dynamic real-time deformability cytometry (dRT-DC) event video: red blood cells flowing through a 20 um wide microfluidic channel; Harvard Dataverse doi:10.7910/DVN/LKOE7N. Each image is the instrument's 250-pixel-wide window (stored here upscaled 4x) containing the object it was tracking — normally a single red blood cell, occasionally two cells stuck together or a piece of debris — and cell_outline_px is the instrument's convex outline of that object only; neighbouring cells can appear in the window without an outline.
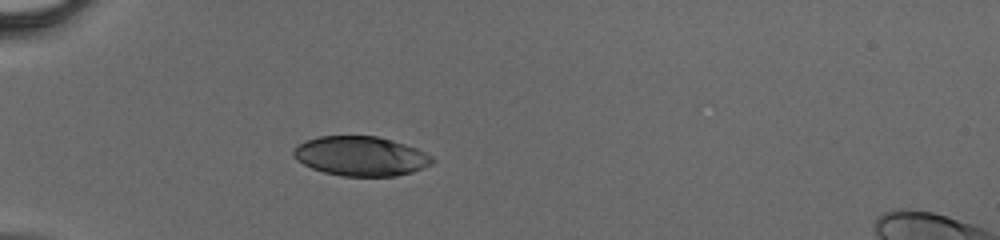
{"species": "human", "species_latin": "Homo sapiens", "temperature_condition": "cold", "stored_images_in_passage": 32, "camera_frame_rate_fps": 3000, "um_per_image_px": 0.085, "donor": {"sex": "male"}, "frame": {"image": 1, "passage_image": 1, "time_ms": 0.0, "image_size_px": [1000, 240], "cell_outline_px": [[436, 160], [432, 164], [412, 172], [396, 176], [340, 176], [324, 172], [312, 168], [296, 160], [292, 156], [292, 152], [304, 140], [320, 136], [376, 136], [392, 140], [416, 148], [432, 156]], "centroid_in_image_um": [30.67, 13.27], "position_along_channel_um": 54.3, "area_um2": 31.96}}
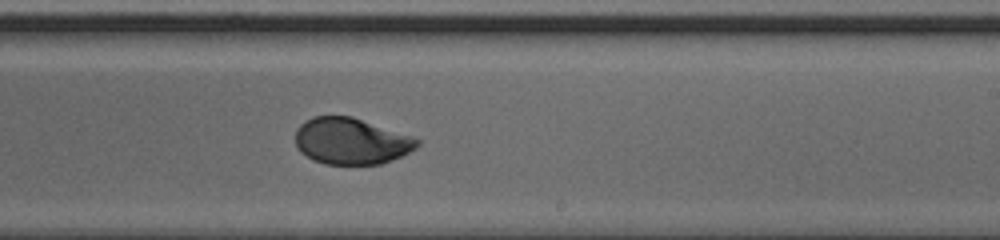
{"frame": {"image": 2, "passage_image": 16, "time_ms": 5.0, "image_size_px": [1000, 240], "cell_outline_px": [[420, 144], [416, 148], [392, 160], [380, 164], [324, 164], [312, 160], [300, 152], [296, 148], [296, 128], [304, 120], [312, 116], [352, 116], [412, 136], [420, 140]], "centroid_in_image_um": [29.81, 11.99], "position_along_channel_um": 259.2, "area_um2": 33.12}}
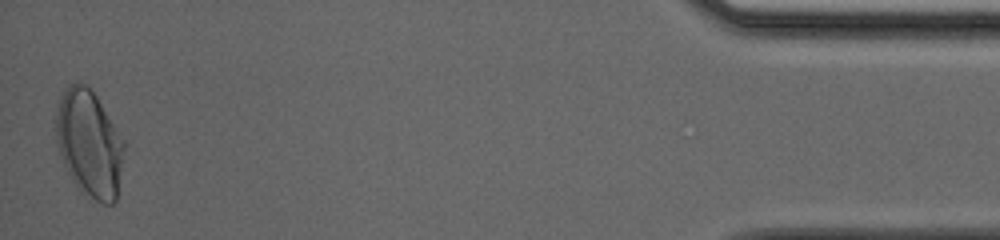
{"frame": {"image": 3, "passage_image": 32, "time_ms": 10.333, "image_size_px": [1000, 240], "cell_outline_px": [[124, 148], [116, 200], [112, 204], [104, 204], [80, 192], [72, 180], [64, 164], [56, 140], [56, 104], [64, 88], [68, 84], [76, 80], [80, 80], [88, 84], [96, 96], [124, 140]], "centroid_in_image_um": [7.56, 12.14], "position_along_channel_um": 427.6, "area_um2": 42.6}}